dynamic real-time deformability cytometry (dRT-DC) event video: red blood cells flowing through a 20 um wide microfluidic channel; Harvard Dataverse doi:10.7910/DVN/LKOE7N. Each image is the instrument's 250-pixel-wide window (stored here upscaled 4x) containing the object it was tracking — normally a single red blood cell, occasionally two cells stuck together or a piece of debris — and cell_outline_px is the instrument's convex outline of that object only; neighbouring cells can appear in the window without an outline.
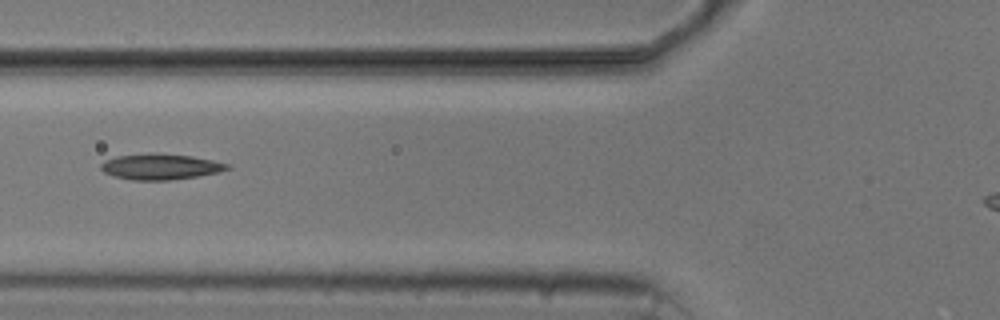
{"species": "common noctule bat (a hibernating species)", "species_latin": "Nyctalus noctula", "temperature_condition": "cold", "stored_images_in_passage": 16, "camera_frame_rate_fps": 3000, "um_per_image_px": 0.085, "animal": {"sex": "male", "body_mass_g": 20.5, "forearm_length_mm": 52.5}, "frame": {"image": 1, "passage_image": 5, "time_ms": 6.0, "image_size_px": [1000, 320], "cell_outline_px": [[232, 168], [216, 172], [196, 176], [168, 180], [132, 180], [116, 176], [104, 172], [100, 168], [100, 164], [104, 160], [116, 156], [152, 152], [156, 152], [192, 156], [232, 164]], "centroid_in_image_um": [13.63, 14.14], "position_along_channel_um": 112.2, "area_um2": 19.07}}